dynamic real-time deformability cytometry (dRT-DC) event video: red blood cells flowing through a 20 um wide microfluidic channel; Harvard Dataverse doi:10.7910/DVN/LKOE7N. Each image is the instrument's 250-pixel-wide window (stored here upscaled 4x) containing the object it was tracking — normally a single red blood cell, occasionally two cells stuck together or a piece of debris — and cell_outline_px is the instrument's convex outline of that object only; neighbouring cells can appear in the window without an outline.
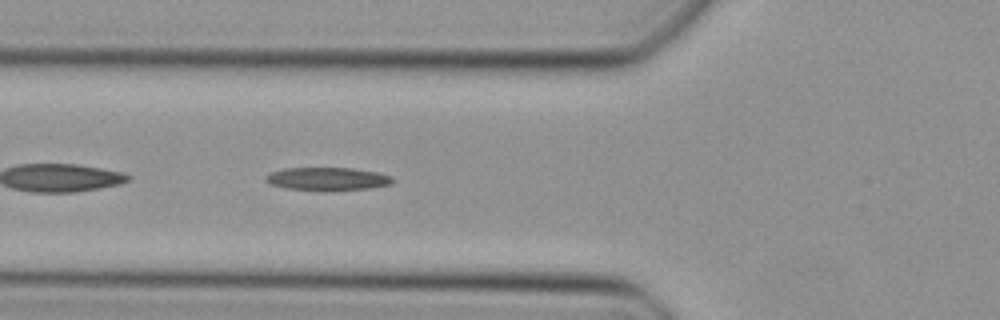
{"species": "Egyptian fruit bat (a non-hibernating species)", "species_latin": "Rousettus aegyptiacus", "temperature_condition": "cold", "stored_images_in_passage": 48, "segment_of_instrument_passage": [2, 2], "camera_frame_rate_fps": 3000, "um_per_image_px": 0.085, "animal": {"sex": "female"}, "frame": {"image": 1, "passage_image": 18, "time_ms": 5.667, "image_size_px": [1000, 320], "cell_outline_px": [[392, 180], [388, 184], [372, 188], [284, 188], [272, 184], [264, 180], [264, 176], [272, 172], [284, 168], [352, 168], [376, 172], [392, 176]], "centroid_in_image_um": [27.79, 15.15], "position_along_channel_um": 98.0, "area_um2": 16.01}}
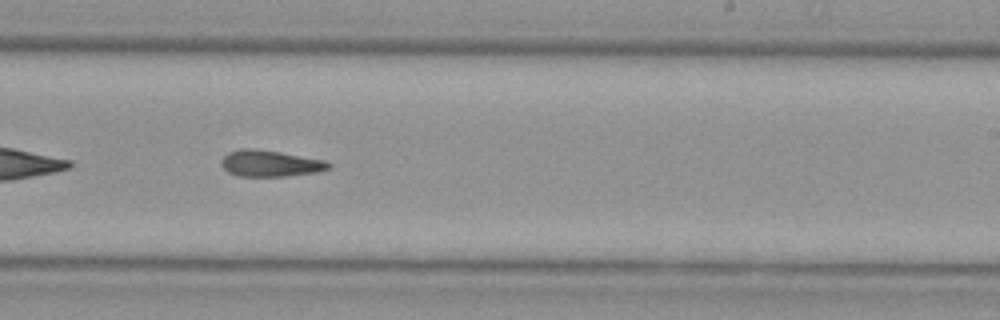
{"frame": {"image": 2, "passage_image": 30, "time_ms": 9.667, "image_size_px": [1000, 320], "cell_outline_px": [[332, 164], [328, 168], [316, 172], [284, 176], [236, 176], [228, 172], [220, 164], [220, 160], [228, 152], [240, 148], [256, 148], [280, 152], [324, 160]], "centroid_in_image_um": [22.9, 13.88], "position_along_channel_um": 266.1, "area_um2": 16.47}}
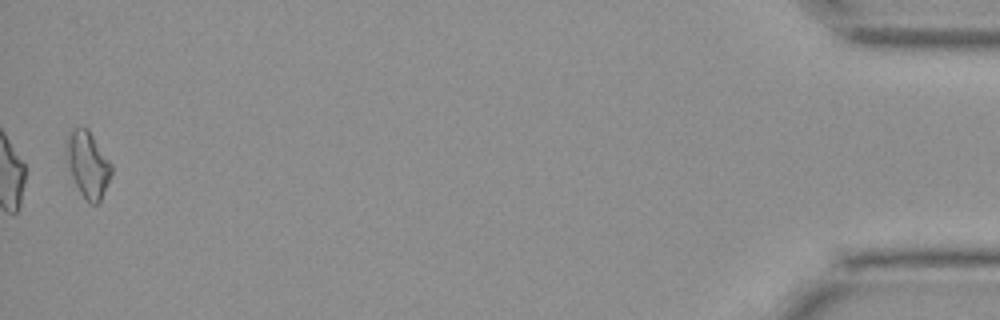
{"frame": {"image": 3, "passage_image": 48, "time_ms": 15.667, "image_size_px": [1000, 320], "cell_outline_px": [[112, 172], [100, 200], [96, 204], [88, 204], [80, 192], [72, 176], [64, 152], [64, 144], [72, 128], [88, 128], [112, 164]], "centroid_in_image_um": [7.44, 13.95], "position_along_channel_um": 427.8, "area_um2": 17.34}}